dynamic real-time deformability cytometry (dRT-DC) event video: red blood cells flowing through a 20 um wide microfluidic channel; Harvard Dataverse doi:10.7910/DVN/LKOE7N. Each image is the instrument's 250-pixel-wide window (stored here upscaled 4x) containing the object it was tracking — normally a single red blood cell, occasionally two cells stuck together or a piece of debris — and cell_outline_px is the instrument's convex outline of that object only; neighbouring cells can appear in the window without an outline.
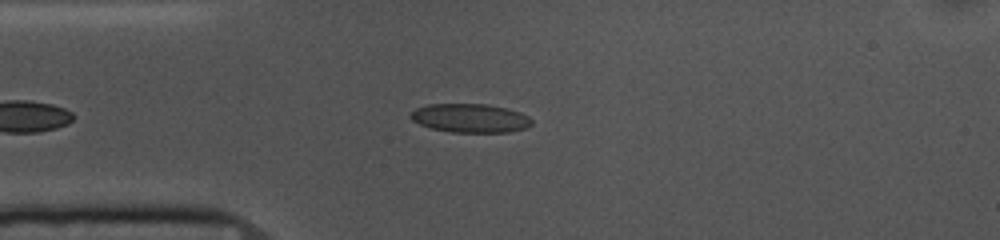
{"species": "common noctule bat (a hibernating species)", "species_latin": "Nyctalus noctula", "temperature_condition": "cold", "stored_images_in_passage": 41, "camera_frame_rate_fps": 3000, "um_per_image_px": 0.085, "animal": {"sex": "female", "body_mass_g": 10.0, "forearm_length_mm": 53.1}, "frame": {"image": 1, "passage_image": 3, "time_ms": 0.667, "image_size_px": [1000, 240], "cell_outline_px": [[532, 124], [528, 128], [508, 132], [452, 132], [432, 128], [420, 124], [412, 120], [408, 116], [416, 108], [428, 104], [488, 104], [508, 108], [520, 112], [528, 116], [532, 120]], "centroid_in_image_um": [39.99, 10.03], "position_along_channel_um": 45.0, "area_um2": 20.4}}
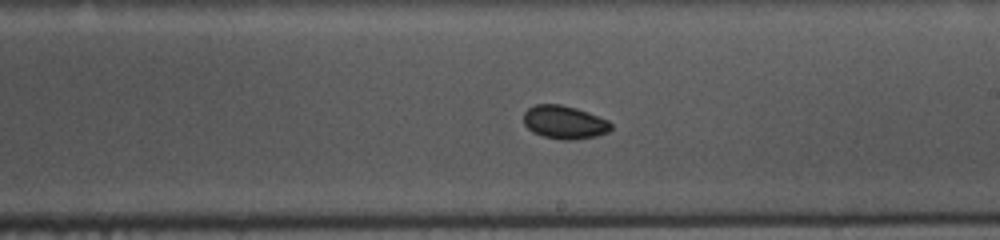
{"frame": {"image": 2, "passage_image": 16, "time_ms": 5.0, "image_size_px": [1000, 240], "cell_outline_px": [[612, 128], [608, 132], [596, 136], [572, 140], [560, 140], [544, 136], [532, 132], [524, 124], [524, 112], [528, 108], [536, 104], [560, 104], [576, 108], [588, 112], [608, 120], [612, 124]], "centroid_in_image_um": [47.97, 10.39], "position_along_channel_um": 241.0, "area_um2": 16.99}}
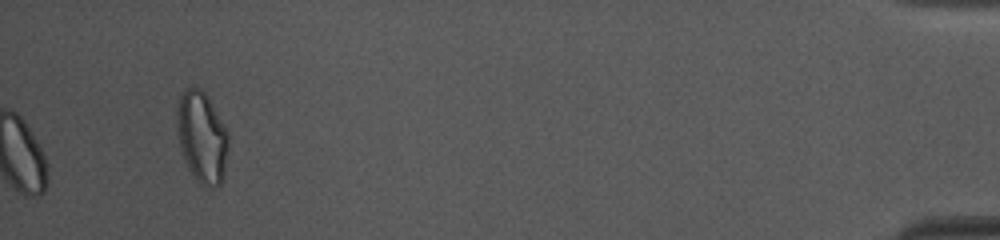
{"frame": {"image": 3, "passage_image": 41, "time_ms": 13.333, "image_size_px": [1000, 240], "cell_outline_px": [[228, 144], [224, 180], [220, 184], [200, 184], [196, 180], [188, 168], [184, 160], [180, 148], [176, 120], [176, 112], [180, 96], [184, 88], [192, 84], [200, 88], [208, 96], [228, 132]], "centroid_in_image_um": [17.15, 11.6], "position_along_channel_um": 418.1, "area_um2": 27.51}, "authors_computed_cell_mechanics": {"area_um2": 17.4556, "velocity_mm_per_s": 3.6337, "shape_relaxation_time_tau1_ms": 1.4046, "shape_relaxation_time_tau2_ms": null, "deformation_change_tau1": 0.0283, "deformation_change_tau2": null}}